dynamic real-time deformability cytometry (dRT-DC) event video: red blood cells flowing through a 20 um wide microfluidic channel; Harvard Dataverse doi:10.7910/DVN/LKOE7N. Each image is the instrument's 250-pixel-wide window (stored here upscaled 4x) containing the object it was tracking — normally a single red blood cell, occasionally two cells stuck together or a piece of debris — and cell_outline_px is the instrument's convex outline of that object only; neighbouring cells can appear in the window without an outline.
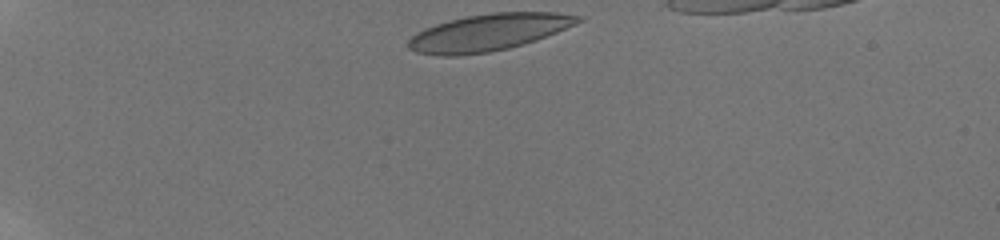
{"species": "human", "species_latin": "Homo sapiens", "temperature_condition": "room temperature", "stored_images_in_passage": 60, "camera_frame_rate_fps": 3000, "um_per_image_px": 0.085, "donor": {"sex": "male"}, "frame": {"image": 1, "passage_image": 1, "time_ms": 0.0, "image_size_px": [1000, 240], "cell_outline_px": [[584, 20], [576, 24], [536, 40], [508, 48], [488, 52], [460, 56], [440, 56], [416, 52], [408, 48], [408, 40], [416, 32], [424, 28], [448, 20], [468, 16], [492, 12], [556, 12], [584, 16]], "centroid_in_image_um": [41.53, 2.75], "position_along_channel_um": 43.5, "area_um2": 36.53}}
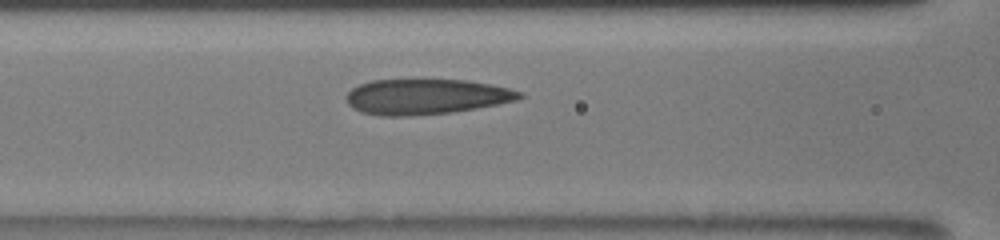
{"frame": {"image": 2, "passage_image": 25, "time_ms": 4.0, "image_size_px": [1000, 240], "cell_outline_px": [[524, 96], [516, 100], [476, 108], [452, 112], [412, 116], [380, 116], [360, 112], [352, 108], [348, 104], [344, 96], [352, 88], [360, 84], [372, 80], [468, 80], [508, 88], [524, 92]], "centroid_in_image_um": [36.17, 8.22], "position_along_channel_um": 130.4, "area_um2": 35.78}}
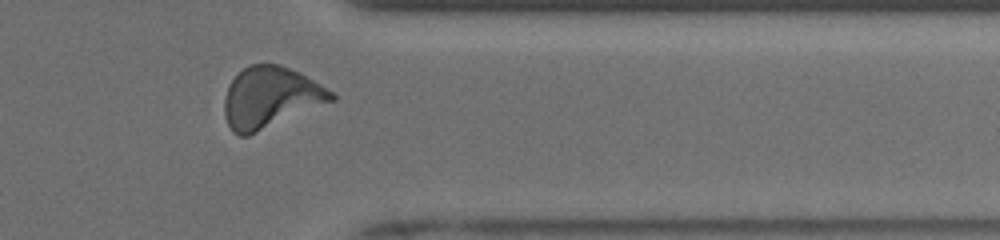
{"frame": {"image": 3, "passage_image": 51, "time_ms": 10.667, "image_size_px": [1000, 240], "cell_outline_px": [[336, 100], [248, 136], [240, 136], [232, 132], [224, 116], [224, 100], [228, 88], [232, 80], [244, 68], [252, 64], [280, 64], [320, 84], [332, 92], [336, 96]], "centroid_in_image_um": [22.97, 8.31], "position_along_channel_um": 388.4, "area_um2": 37.74}}